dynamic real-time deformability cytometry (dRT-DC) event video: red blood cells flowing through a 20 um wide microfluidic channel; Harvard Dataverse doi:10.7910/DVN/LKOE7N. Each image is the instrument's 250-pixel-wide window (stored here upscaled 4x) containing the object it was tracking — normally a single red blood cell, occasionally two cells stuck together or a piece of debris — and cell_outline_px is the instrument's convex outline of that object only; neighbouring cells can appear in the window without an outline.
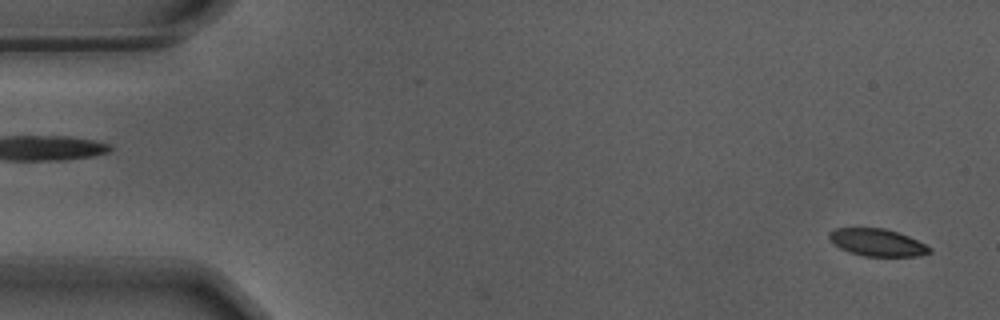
{"species": "Egyptian fruit bat (a non-hibernating species)", "species_latin": "Rousettus aegyptiacus", "temperature_condition": "warm", "stored_images_in_passage": 57, "camera_frame_rate_fps": 3000, "um_per_image_px": 0.085, "animal": {"sex": "male"}, "frame": {"image": 1, "passage_image": 2, "time_ms": 0.333, "image_size_px": [1000, 320], "cell_outline_px": [[932, 252], [920, 256], [864, 256], [848, 252], [832, 244], [828, 240], [828, 232], [836, 228], [884, 228], [908, 236], [932, 248]], "centroid_in_image_um": [74.52, 20.61], "position_along_channel_um": 10.5, "area_um2": 16.07}}
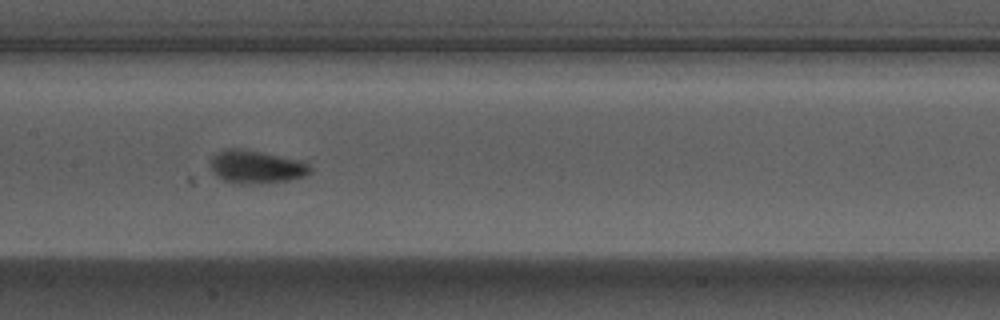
{"frame": {"image": 2, "passage_image": 27, "time_ms": 8.667, "image_size_px": [1000, 320], "cell_outline_px": [[312, 172], [304, 176], [288, 180], [260, 184], [232, 184], [216, 176], [212, 172], [212, 156], [216, 152], [224, 148], [236, 148], [260, 152], [304, 160], [312, 168]], "centroid_in_image_um": [21.78, 14.19], "position_along_channel_um": 185.6, "area_um2": 19.48}}
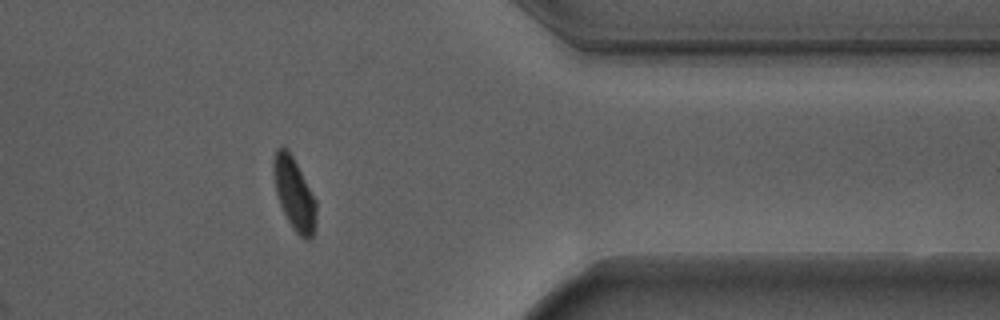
{"frame": {"image": 3, "passage_image": 45, "time_ms": 14.667, "image_size_px": [1000, 320], "cell_outline_px": [[316, 228], [312, 236], [308, 240], [304, 240], [292, 228], [280, 204], [276, 192], [272, 172], [272, 164], [276, 148], [284, 148], [292, 156], [316, 200]], "centroid_in_image_um": [25.01, 16.52], "position_along_channel_um": 386.4, "area_um2": 17.8}, "authors_computed_cell_mechanics": {"area_um2": 17.7446, "velocity_mm_per_s": 3.6725, "shape_relaxation_time_tau1_ms": 2.5454, "shape_relaxation_time_tau2_ms": 1.1978, "deformation_change_tau1": 0.117, "deformation_change_tau2": 0.0589}}